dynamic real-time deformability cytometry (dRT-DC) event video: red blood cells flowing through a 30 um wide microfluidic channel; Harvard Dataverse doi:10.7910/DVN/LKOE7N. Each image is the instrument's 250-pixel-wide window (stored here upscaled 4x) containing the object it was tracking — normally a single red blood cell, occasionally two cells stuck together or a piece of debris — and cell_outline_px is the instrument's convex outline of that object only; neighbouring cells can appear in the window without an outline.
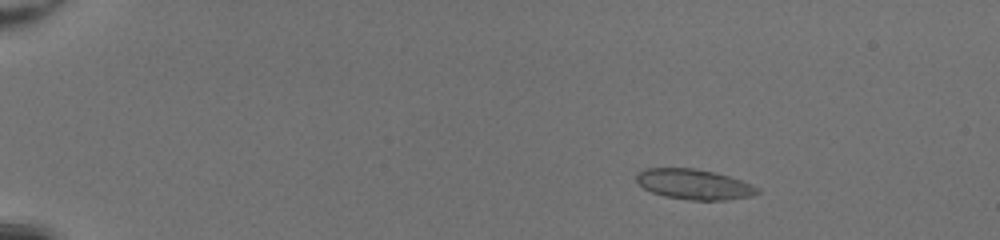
{"species": "common noctule bat (a hibernating species)", "species_latin": "Nyctalus noctula", "temperature_condition": "room temperature", "stored_images_in_passage": 52, "camera_frame_rate_fps": 3000, "um_per_image_px": 0.085, "animal": {"sex": "female", "body_mass_g": 20.0, "forearm_length_mm": 54.0}, "frame": {"image": 1, "passage_image": 10, "time_ms": 3.0, "image_size_px": [1000, 240], "cell_outline_px": [[760, 192], [752, 196], [728, 200], [688, 200], [664, 196], [652, 192], [644, 188], [636, 180], [636, 172], [644, 168], [696, 168], [716, 172], [752, 184], [760, 188]], "centroid_in_image_um": [59.0, 15.66], "position_along_channel_um": 26.0, "area_um2": 21.56}}
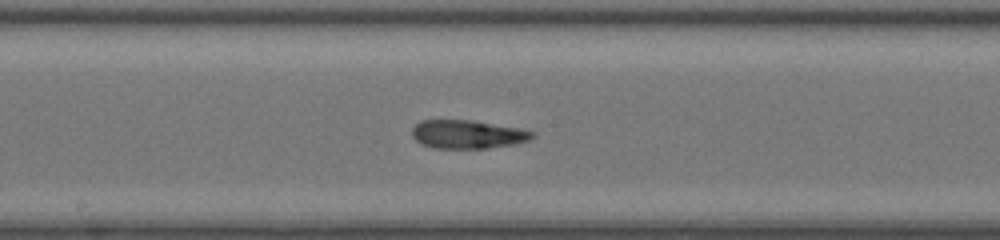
{"frame": {"image": 2, "passage_image": 31, "time_ms": 10.0, "image_size_px": [1000, 240], "cell_outline_px": [[536, 136], [528, 140], [512, 144], [488, 148], [432, 148], [420, 144], [412, 136], [412, 128], [420, 120], [472, 120], [520, 128], [536, 132]], "centroid_in_image_um": [39.73, 11.41], "position_along_channel_um": 208.5, "area_um2": 20.06}}
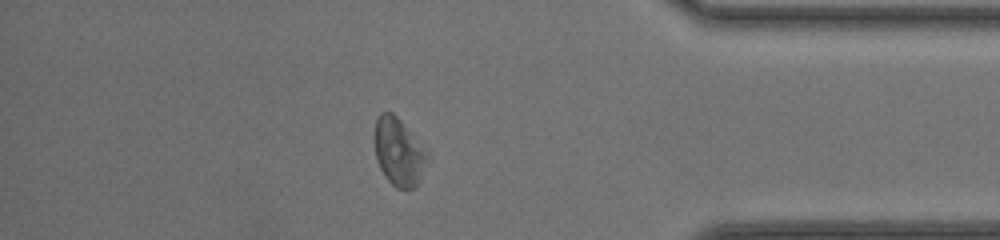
{"frame": {"image": 3, "passage_image": 46, "time_ms": 15.0, "image_size_px": [1000, 240], "cell_outline_px": [[432, 156], [420, 180], [412, 188], [396, 188], [384, 176], [380, 168], [376, 156], [372, 140], [372, 136], [376, 116], [380, 112], [392, 112], [400, 120]], "centroid_in_image_um": [33.88, 12.89], "position_along_channel_um": 401.3, "area_um2": 21.39}, "authors_computed_cell_mechanics": {"area_um2": 21.097, "velocity_mm_per_s": 4.284, "shape_relaxation_time_tau1_ms": 6.6871, "shape_relaxation_time_tau2_ms": 2.0198, "deformation_change_tau1": 0.1667, "deformation_change_tau2": 0.1178}}